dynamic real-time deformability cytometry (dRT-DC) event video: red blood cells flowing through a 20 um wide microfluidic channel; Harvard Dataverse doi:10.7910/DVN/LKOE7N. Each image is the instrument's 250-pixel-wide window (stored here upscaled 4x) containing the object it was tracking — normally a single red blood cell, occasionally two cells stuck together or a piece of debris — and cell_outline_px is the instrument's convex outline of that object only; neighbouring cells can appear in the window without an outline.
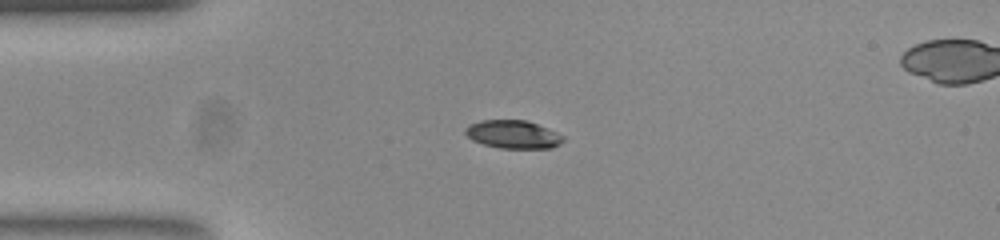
{"species": "common noctule bat (a hibernating species)", "species_latin": "Nyctalus noctula", "temperature_condition": "room temperature", "stored_images_in_passage": 43, "camera_frame_rate_fps": 3000, "um_per_image_px": 0.085, "animal": {"sex": "female", "body_mass_g": 23.0, "forearm_length_mm": 53.4}, "frame": {"image": 1, "passage_image": 1, "time_ms": 0.0, "image_size_px": [1000, 240], "cell_outline_px": [[564, 140], [560, 144], [552, 148], [500, 148], [484, 144], [472, 140], [464, 132], [464, 128], [468, 124], [480, 120], [528, 120], [548, 128], [564, 136]], "centroid_in_image_um": [43.61, 11.41], "position_along_channel_um": 41.4, "area_um2": 16.18}}
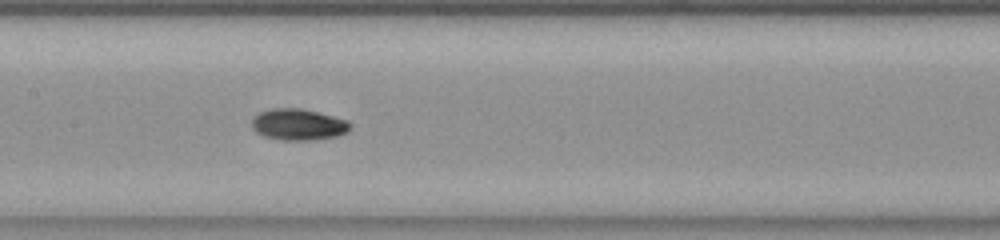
{"frame": {"image": 2, "passage_image": 14, "time_ms": 4.333, "image_size_px": [1000, 240], "cell_outline_px": [[352, 128], [348, 132], [336, 136], [308, 140], [284, 140], [264, 136], [256, 132], [252, 128], [252, 120], [260, 112], [268, 108], [300, 108], [348, 120], [352, 124]], "centroid_in_image_um": [25.37, 10.58], "position_along_channel_um": 182.0, "area_um2": 17.92}}
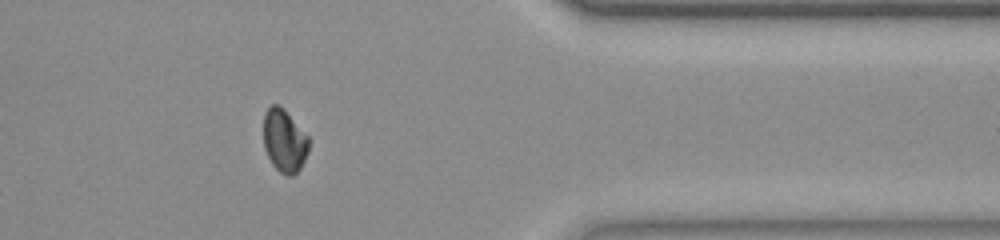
{"frame": {"image": 3, "passage_image": 32, "time_ms": 10.333, "image_size_px": [1000, 240], "cell_outline_px": [[308, 152], [300, 168], [292, 176], [288, 176], [280, 172], [272, 164], [264, 148], [264, 112], [272, 104], [280, 104], [284, 108], [308, 136]], "centroid_in_image_um": [24.16, 11.94], "position_along_channel_um": 387.2, "area_um2": 16.59}, "authors_computed_cell_mechanics": {"area_um2": 17.1666, "velocity_mm_per_s": 3.7697, "shape_relaxation_time_tau1_ms": 3.4926, "shape_relaxation_time_tau2_ms": null, "deformation_change_tau1": 0.1025, "deformation_change_tau2": null}}